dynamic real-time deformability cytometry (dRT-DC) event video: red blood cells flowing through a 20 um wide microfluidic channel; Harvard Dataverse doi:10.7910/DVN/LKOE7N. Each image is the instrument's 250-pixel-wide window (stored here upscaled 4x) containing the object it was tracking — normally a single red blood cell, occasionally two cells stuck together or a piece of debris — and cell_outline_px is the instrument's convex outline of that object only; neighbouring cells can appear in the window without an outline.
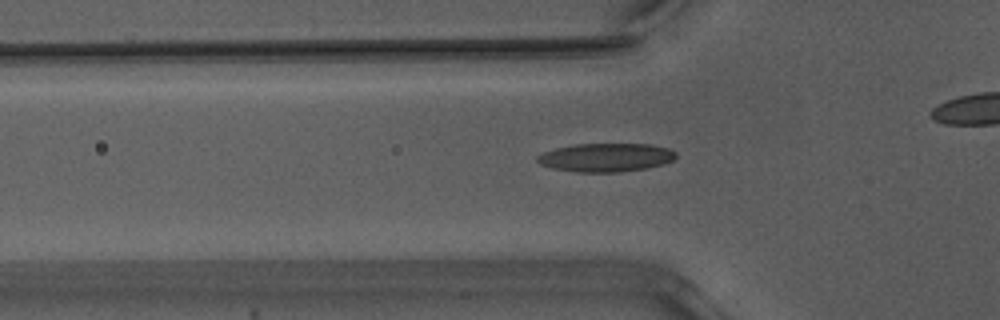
{"species": "Egyptian fruit bat (a non-hibernating species)", "species_latin": "Rousettus aegyptiacus", "temperature_condition": "warm", "stored_images_in_passage": 30, "camera_frame_rate_fps": 3000, "um_per_image_px": 0.085, "animal": {"sex": "male"}, "frame": {"image": 1, "passage_image": 5, "time_ms": 1.333, "image_size_px": [1000, 320], "cell_outline_px": [[672, 156], [668, 160], [656, 164], [636, 168], [564, 168], [548, 164], [540, 160], [552, 152], [564, 148], [588, 144], [636, 144], [660, 148], [672, 152]], "centroid_in_image_um": [51.63, 13.29], "position_along_channel_um": 74.2, "area_um2": 18.44}}
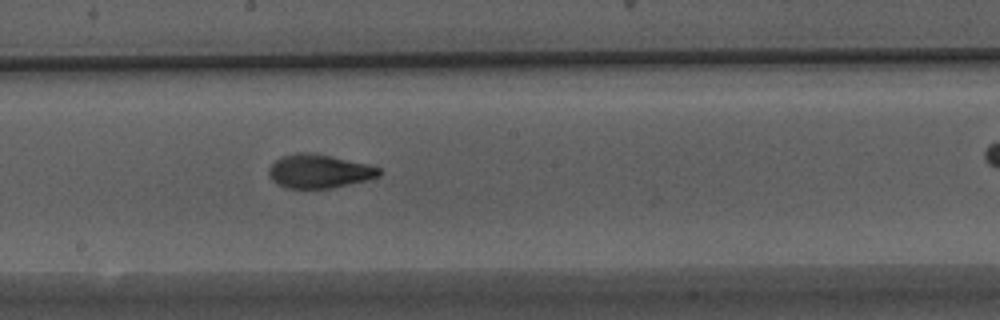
{"frame": {"image": 2, "passage_image": 16, "time_ms": 5.0, "image_size_px": [1000, 320], "cell_outline_px": [[380, 172], [376, 176], [360, 180], [340, 184], [316, 188], [300, 188], [284, 184], [276, 180], [272, 176], [272, 168], [276, 164], [284, 160], [296, 156], [316, 156], [376, 168]], "centroid_in_image_um": [27.15, 14.63], "position_along_channel_um": 221.1, "area_um2": 17.51}}
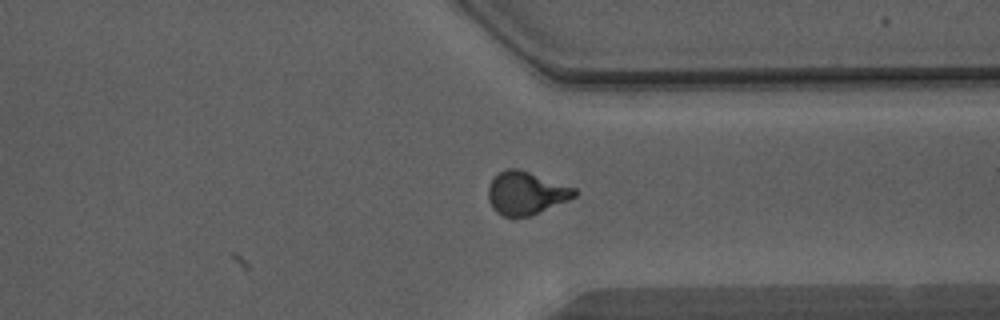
{"frame": {"image": 3, "passage_image": 27, "time_ms": 8.667, "image_size_px": [1000, 320], "cell_outline_px": [[576, 192], [572, 196], [536, 212], [524, 216], [508, 216], [500, 212], [492, 204], [492, 180], [500, 172], [524, 172], [572, 188]], "centroid_in_image_um": [44.7, 16.44], "position_along_channel_um": 366.7, "area_um2": 18.67}}